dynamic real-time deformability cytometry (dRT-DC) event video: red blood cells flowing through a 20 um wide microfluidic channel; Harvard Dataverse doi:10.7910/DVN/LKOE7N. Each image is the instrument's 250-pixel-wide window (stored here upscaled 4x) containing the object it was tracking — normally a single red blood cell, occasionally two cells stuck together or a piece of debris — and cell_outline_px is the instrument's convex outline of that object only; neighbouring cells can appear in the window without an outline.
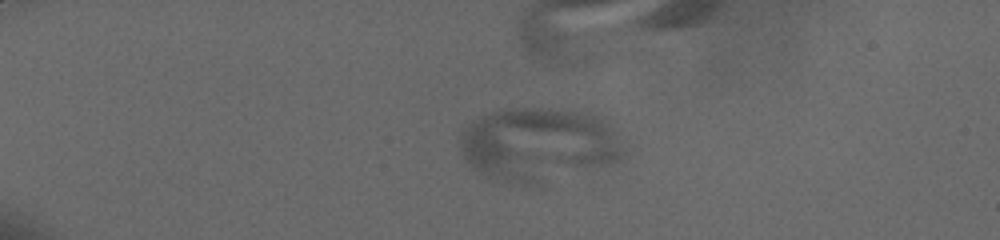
{"species": "human", "species_latin": "Homo sapiens", "temperature_condition": "cold", "stored_images_in_passage": 10, "camera_frame_rate_fps": 3000, "um_per_image_px": 0.085, "donor": {"sex": "male"}, "frame": {"image": 1, "passage_image": 7, "time_ms": 4.667, "image_size_px": [1000, 240], "cell_outline_px": [[628, 144], [624, 156], [620, 160], [608, 164], [524, 184], [516, 184], [488, 176], [472, 168], [464, 160], [460, 148], [460, 140], [464, 128], [472, 120], [480, 116], [492, 112], [508, 108], [548, 108], [588, 112], [604, 120], [616, 128]], "centroid_in_image_um": [45.83, 12.21], "position_along_channel_um": 39.2, "area_um2": 70.0}}